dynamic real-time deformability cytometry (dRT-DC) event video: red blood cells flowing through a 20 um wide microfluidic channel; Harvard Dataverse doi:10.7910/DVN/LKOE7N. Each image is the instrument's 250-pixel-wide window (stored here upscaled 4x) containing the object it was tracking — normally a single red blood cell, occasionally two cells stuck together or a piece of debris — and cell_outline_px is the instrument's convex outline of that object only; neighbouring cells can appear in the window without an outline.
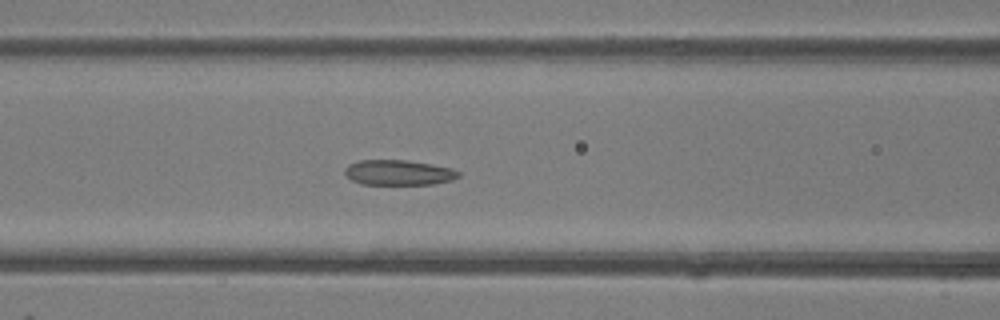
{"species": "common noctule bat (a hibernating species)", "species_latin": "Nyctalus noctula", "temperature_condition": "room temperature", "stored_images_in_passage": 30, "camera_frame_rate_fps": 3000, "um_per_image_px": 0.085, "animal": {"sex": "female"}, "frame": {"image": 1, "passage_image": 10, "time_ms": 3.0, "image_size_px": [1000, 320], "cell_outline_px": [[460, 176], [452, 180], [432, 184], [360, 184], [352, 180], [344, 172], [344, 168], [348, 164], [360, 160], [408, 160], [432, 164], [452, 168], [460, 172]], "centroid_in_image_um": [33.88, 14.66], "position_along_channel_um": 132.7, "area_um2": 16.76}}
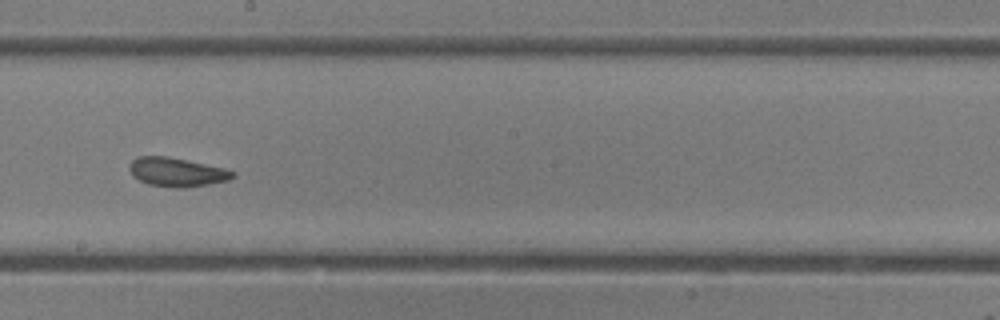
{"frame": {"image": 2, "passage_image": 17, "time_ms": 5.333, "image_size_px": [1000, 320], "cell_outline_px": [[236, 176], [228, 180], [208, 184], [184, 188], [176, 188], [148, 184], [132, 176], [128, 168], [128, 164], [132, 160], [140, 156], [168, 156], [224, 168], [236, 172]], "centroid_in_image_um": [15.01, 14.62], "position_along_channel_um": 233.2, "area_um2": 17.46}}
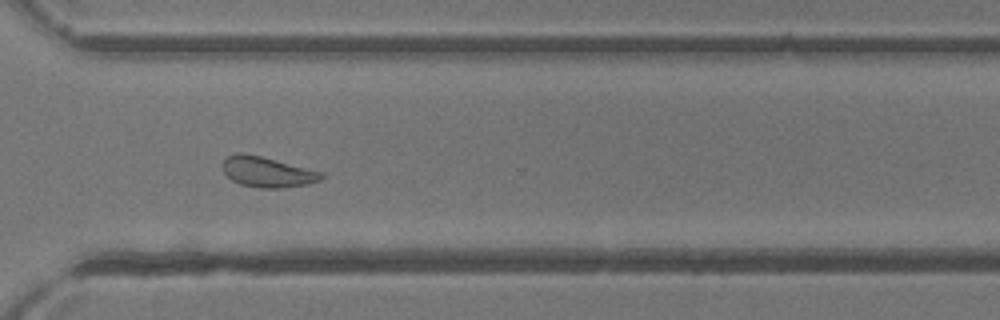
{"frame": {"image": 3, "passage_image": 25, "time_ms": 8.0, "image_size_px": [1000, 320], "cell_outline_px": [[324, 176], [320, 180], [308, 184], [284, 188], [260, 188], [240, 184], [232, 180], [224, 172], [220, 164], [228, 156], [240, 152], [244, 152], [324, 172]], "centroid_in_image_um": [22.72, 14.62], "position_along_channel_um": 347.9, "area_um2": 17.57}, "authors_computed_cell_mechanics": {"area_um2": 17.5134, "velocity_mm_per_s": 4.321, "shape_relaxation_time_tau1_ms": null, "shape_relaxation_time_tau2_ms": 3.1864, "deformation_change_tau1": null, "deformation_change_tau2": 0.1188}}